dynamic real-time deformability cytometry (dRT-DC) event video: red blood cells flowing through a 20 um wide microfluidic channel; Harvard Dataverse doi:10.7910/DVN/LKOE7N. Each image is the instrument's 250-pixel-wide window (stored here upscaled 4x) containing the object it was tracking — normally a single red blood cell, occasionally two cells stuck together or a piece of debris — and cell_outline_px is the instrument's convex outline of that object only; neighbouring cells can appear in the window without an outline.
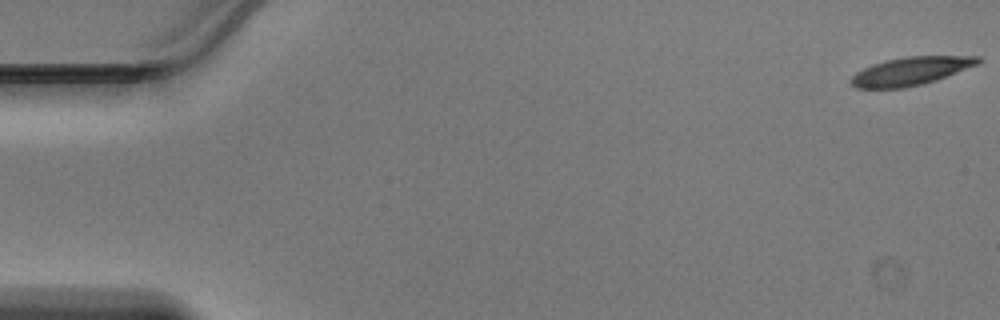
{"species": "Egyptian fruit bat (a non-hibernating species)", "species_latin": "Rousettus aegyptiacus", "temperature_condition": "warm", "stored_images_in_passage": 13, "camera_frame_rate_fps": 3000, "um_per_image_px": 0.085, "animal": {"sex": "male"}, "frame": {"image": 1, "passage_image": 1, "time_ms": 0.0, "image_size_px": [1000, 320], "cell_outline_px": [[984, 60], [980, 64], [936, 80], [904, 88], [856, 88], [848, 84], [848, 80], [856, 72], [872, 64], [884, 60], [904, 56], [980, 56]], "centroid_in_image_um": [77.41, 6.03], "position_along_channel_um": 7.6, "area_um2": 21.15}}
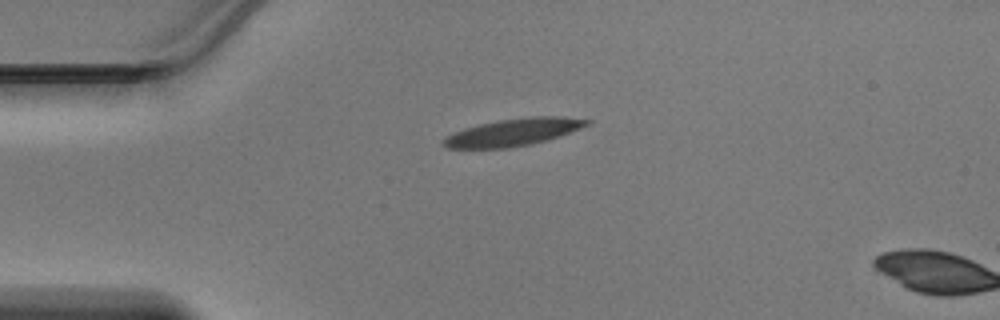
{"frame": {"image": 2, "passage_image": 12, "time_ms": 3.667, "image_size_px": [1000, 320], "cell_outline_px": [[592, 120], [588, 124], [580, 128], [544, 140], [528, 144], [508, 148], [448, 148], [440, 144], [448, 136], [464, 128], [480, 124], [500, 120], [532, 116], [564, 116]], "centroid_in_image_um": [43.62, 11.23], "position_along_channel_um": 41.4, "area_um2": 22.25}}